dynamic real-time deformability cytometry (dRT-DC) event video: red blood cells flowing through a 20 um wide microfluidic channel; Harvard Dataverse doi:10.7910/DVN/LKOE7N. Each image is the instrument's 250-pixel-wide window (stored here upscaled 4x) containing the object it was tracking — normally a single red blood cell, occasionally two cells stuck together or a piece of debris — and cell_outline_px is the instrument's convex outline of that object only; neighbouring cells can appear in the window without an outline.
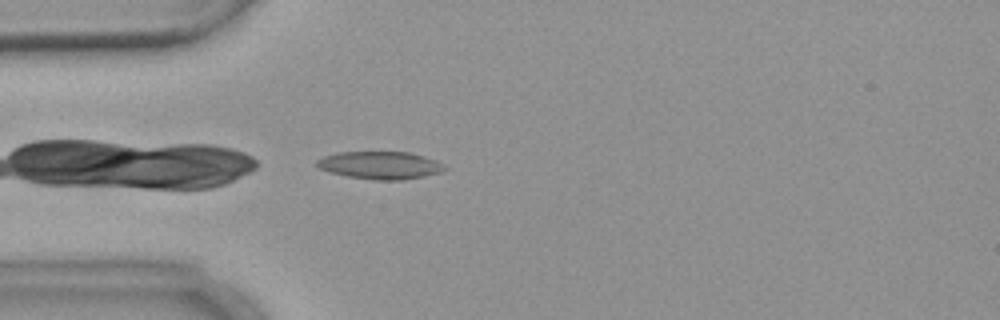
{"species": "common noctule bat (a hibernating species)", "species_latin": "Nyctalus noctula", "temperature_condition": "warm", "stored_images_in_passage": 5, "camera_frame_rate_fps": 3000, "um_per_image_px": 0.085, "animal": {"sex": "female", "body_mass_g": 18.4}, "frame": {"image": 1, "passage_image": 5, "time_ms": 5.667, "image_size_px": [1000, 320], "cell_outline_px": [[448, 168], [444, 172], [424, 176], [400, 180], [376, 180], [348, 176], [328, 172], [316, 168], [316, 160], [324, 156], [336, 152], [408, 152], [424, 156], [436, 160], [444, 164]], "centroid_in_image_um": [32.32, 14.04], "position_along_channel_um": 52.7, "area_um2": 20.81}}